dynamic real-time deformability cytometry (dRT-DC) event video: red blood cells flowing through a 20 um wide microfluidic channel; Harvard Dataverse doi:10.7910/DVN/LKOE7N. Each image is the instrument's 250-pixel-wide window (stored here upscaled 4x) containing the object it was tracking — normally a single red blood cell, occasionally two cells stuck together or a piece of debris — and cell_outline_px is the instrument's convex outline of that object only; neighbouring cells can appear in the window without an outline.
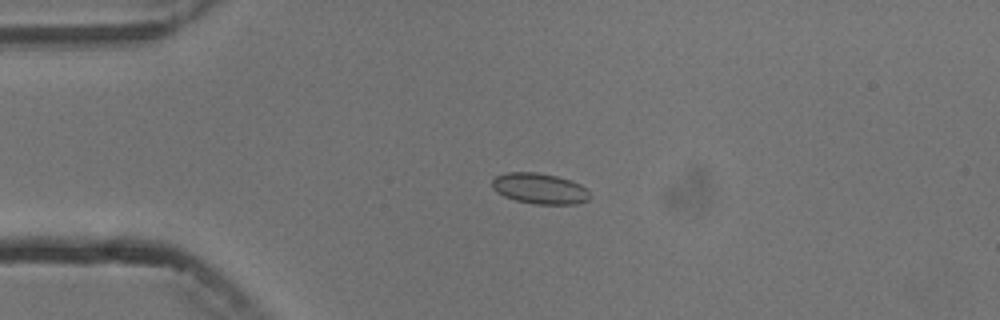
{"species": "common noctule bat (a hibernating species)", "species_latin": "Nyctalus noctula", "temperature_condition": "cold", "stored_images_in_passage": 5, "camera_frame_rate_fps": 3000, "um_per_image_px": 0.085, "animal": {"sex": "male", "body_mass_g": 13.3}, "frame": {"image": 1, "passage_image": 4, "time_ms": 3.333, "image_size_px": [1000, 320], "cell_outline_px": [[588, 200], [576, 204], [536, 204], [516, 200], [504, 196], [496, 192], [492, 188], [492, 180], [496, 176], [508, 172], [536, 172], [556, 176], [572, 180], [580, 184], [588, 192]], "centroid_in_image_um": [45.84, 16.02], "position_along_channel_um": 39.2, "area_um2": 17.4}}